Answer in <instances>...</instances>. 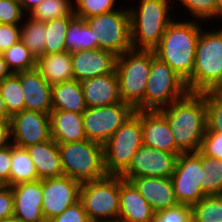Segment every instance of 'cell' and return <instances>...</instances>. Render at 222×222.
<instances>
[{"label": "cell", "instance_id": "obj_37", "mask_svg": "<svg viewBox=\"0 0 222 222\" xmlns=\"http://www.w3.org/2000/svg\"><path fill=\"white\" fill-rule=\"evenodd\" d=\"M116 0H75L74 14L76 17L86 19L95 15L111 12Z\"/></svg>", "mask_w": 222, "mask_h": 222}, {"label": "cell", "instance_id": "obj_32", "mask_svg": "<svg viewBox=\"0 0 222 222\" xmlns=\"http://www.w3.org/2000/svg\"><path fill=\"white\" fill-rule=\"evenodd\" d=\"M36 21L47 22L64 16H75L71 0H44L29 14Z\"/></svg>", "mask_w": 222, "mask_h": 222}, {"label": "cell", "instance_id": "obj_20", "mask_svg": "<svg viewBox=\"0 0 222 222\" xmlns=\"http://www.w3.org/2000/svg\"><path fill=\"white\" fill-rule=\"evenodd\" d=\"M20 84L25 98V110L50 114L52 111V86L35 68L20 72Z\"/></svg>", "mask_w": 222, "mask_h": 222}, {"label": "cell", "instance_id": "obj_16", "mask_svg": "<svg viewBox=\"0 0 222 222\" xmlns=\"http://www.w3.org/2000/svg\"><path fill=\"white\" fill-rule=\"evenodd\" d=\"M74 80H84L115 71L117 56L108 50H79L71 53Z\"/></svg>", "mask_w": 222, "mask_h": 222}, {"label": "cell", "instance_id": "obj_5", "mask_svg": "<svg viewBox=\"0 0 222 222\" xmlns=\"http://www.w3.org/2000/svg\"><path fill=\"white\" fill-rule=\"evenodd\" d=\"M154 50L131 49L117 56L115 71L118 76L121 101L135 110H144V93L149 78Z\"/></svg>", "mask_w": 222, "mask_h": 222}, {"label": "cell", "instance_id": "obj_45", "mask_svg": "<svg viewBox=\"0 0 222 222\" xmlns=\"http://www.w3.org/2000/svg\"><path fill=\"white\" fill-rule=\"evenodd\" d=\"M12 158V143L0 148V185L10 186V166Z\"/></svg>", "mask_w": 222, "mask_h": 222}, {"label": "cell", "instance_id": "obj_17", "mask_svg": "<svg viewBox=\"0 0 222 222\" xmlns=\"http://www.w3.org/2000/svg\"><path fill=\"white\" fill-rule=\"evenodd\" d=\"M14 217L20 222H47L42 213V179L11 186Z\"/></svg>", "mask_w": 222, "mask_h": 222}, {"label": "cell", "instance_id": "obj_50", "mask_svg": "<svg viewBox=\"0 0 222 222\" xmlns=\"http://www.w3.org/2000/svg\"><path fill=\"white\" fill-rule=\"evenodd\" d=\"M217 13L222 16V0H216Z\"/></svg>", "mask_w": 222, "mask_h": 222}, {"label": "cell", "instance_id": "obj_19", "mask_svg": "<svg viewBox=\"0 0 222 222\" xmlns=\"http://www.w3.org/2000/svg\"><path fill=\"white\" fill-rule=\"evenodd\" d=\"M118 222H152L155 211L139 193L134 184L119 176Z\"/></svg>", "mask_w": 222, "mask_h": 222}, {"label": "cell", "instance_id": "obj_18", "mask_svg": "<svg viewBox=\"0 0 222 222\" xmlns=\"http://www.w3.org/2000/svg\"><path fill=\"white\" fill-rule=\"evenodd\" d=\"M142 141L144 146L183 153L174 141L167 119L158 110H141Z\"/></svg>", "mask_w": 222, "mask_h": 222}, {"label": "cell", "instance_id": "obj_40", "mask_svg": "<svg viewBox=\"0 0 222 222\" xmlns=\"http://www.w3.org/2000/svg\"><path fill=\"white\" fill-rule=\"evenodd\" d=\"M24 10L17 0H0V24H20Z\"/></svg>", "mask_w": 222, "mask_h": 222}, {"label": "cell", "instance_id": "obj_11", "mask_svg": "<svg viewBox=\"0 0 222 222\" xmlns=\"http://www.w3.org/2000/svg\"><path fill=\"white\" fill-rule=\"evenodd\" d=\"M171 181L179 204L192 207L206 196L201 188V183H203L202 154L199 151L180 153Z\"/></svg>", "mask_w": 222, "mask_h": 222}, {"label": "cell", "instance_id": "obj_35", "mask_svg": "<svg viewBox=\"0 0 222 222\" xmlns=\"http://www.w3.org/2000/svg\"><path fill=\"white\" fill-rule=\"evenodd\" d=\"M191 208L193 222H222V195L204 196Z\"/></svg>", "mask_w": 222, "mask_h": 222}, {"label": "cell", "instance_id": "obj_23", "mask_svg": "<svg viewBox=\"0 0 222 222\" xmlns=\"http://www.w3.org/2000/svg\"><path fill=\"white\" fill-rule=\"evenodd\" d=\"M25 148L35 164L40 180L64 175L58 144L53 139L32 144Z\"/></svg>", "mask_w": 222, "mask_h": 222}, {"label": "cell", "instance_id": "obj_42", "mask_svg": "<svg viewBox=\"0 0 222 222\" xmlns=\"http://www.w3.org/2000/svg\"><path fill=\"white\" fill-rule=\"evenodd\" d=\"M47 222H90L82 202L79 200L69 206L63 213Z\"/></svg>", "mask_w": 222, "mask_h": 222}, {"label": "cell", "instance_id": "obj_33", "mask_svg": "<svg viewBox=\"0 0 222 222\" xmlns=\"http://www.w3.org/2000/svg\"><path fill=\"white\" fill-rule=\"evenodd\" d=\"M4 60L11 73L29 71L36 68V57L20 40L3 52Z\"/></svg>", "mask_w": 222, "mask_h": 222}, {"label": "cell", "instance_id": "obj_6", "mask_svg": "<svg viewBox=\"0 0 222 222\" xmlns=\"http://www.w3.org/2000/svg\"><path fill=\"white\" fill-rule=\"evenodd\" d=\"M65 176L80 183L99 180L107 176L104 166L103 145L85 139L58 144Z\"/></svg>", "mask_w": 222, "mask_h": 222}, {"label": "cell", "instance_id": "obj_1", "mask_svg": "<svg viewBox=\"0 0 222 222\" xmlns=\"http://www.w3.org/2000/svg\"><path fill=\"white\" fill-rule=\"evenodd\" d=\"M158 111L167 119L176 146L183 153L199 151L207 130L204 93L188 92Z\"/></svg>", "mask_w": 222, "mask_h": 222}, {"label": "cell", "instance_id": "obj_12", "mask_svg": "<svg viewBox=\"0 0 222 222\" xmlns=\"http://www.w3.org/2000/svg\"><path fill=\"white\" fill-rule=\"evenodd\" d=\"M134 112L135 109L130 104L122 101L108 106L87 108L82 113L86 138L104 145Z\"/></svg>", "mask_w": 222, "mask_h": 222}, {"label": "cell", "instance_id": "obj_39", "mask_svg": "<svg viewBox=\"0 0 222 222\" xmlns=\"http://www.w3.org/2000/svg\"><path fill=\"white\" fill-rule=\"evenodd\" d=\"M192 16L203 19L220 17L216 10V0H179Z\"/></svg>", "mask_w": 222, "mask_h": 222}, {"label": "cell", "instance_id": "obj_41", "mask_svg": "<svg viewBox=\"0 0 222 222\" xmlns=\"http://www.w3.org/2000/svg\"><path fill=\"white\" fill-rule=\"evenodd\" d=\"M199 152L204 156L222 160V132H206Z\"/></svg>", "mask_w": 222, "mask_h": 222}, {"label": "cell", "instance_id": "obj_44", "mask_svg": "<svg viewBox=\"0 0 222 222\" xmlns=\"http://www.w3.org/2000/svg\"><path fill=\"white\" fill-rule=\"evenodd\" d=\"M14 196L9 185H0V220L13 217Z\"/></svg>", "mask_w": 222, "mask_h": 222}, {"label": "cell", "instance_id": "obj_46", "mask_svg": "<svg viewBox=\"0 0 222 222\" xmlns=\"http://www.w3.org/2000/svg\"><path fill=\"white\" fill-rule=\"evenodd\" d=\"M9 144H11L10 120H0V148Z\"/></svg>", "mask_w": 222, "mask_h": 222}, {"label": "cell", "instance_id": "obj_27", "mask_svg": "<svg viewBox=\"0 0 222 222\" xmlns=\"http://www.w3.org/2000/svg\"><path fill=\"white\" fill-rule=\"evenodd\" d=\"M65 45L66 51L72 53L79 50L97 49L98 41H94L93 32L85 20L75 16L69 23Z\"/></svg>", "mask_w": 222, "mask_h": 222}, {"label": "cell", "instance_id": "obj_29", "mask_svg": "<svg viewBox=\"0 0 222 222\" xmlns=\"http://www.w3.org/2000/svg\"><path fill=\"white\" fill-rule=\"evenodd\" d=\"M75 16H64L45 22L46 40L44 54H55L66 51L65 38L70 21Z\"/></svg>", "mask_w": 222, "mask_h": 222}, {"label": "cell", "instance_id": "obj_31", "mask_svg": "<svg viewBox=\"0 0 222 222\" xmlns=\"http://www.w3.org/2000/svg\"><path fill=\"white\" fill-rule=\"evenodd\" d=\"M20 40L36 57L44 55L46 40L45 22L36 21L32 17L20 28Z\"/></svg>", "mask_w": 222, "mask_h": 222}, {"label": "cell", "instance_id": "obj_7", "mask_svg": "<svg viewBox=\"0 0 222 222\" xmlns=\"http://www.w3.org/2000/svg\"><path fill=\"white\" fill-rule=\"evenodd\" d=\"M142 145L141 110H135L103 145L107 175L120 176Z\"/></svg>", "mask_w": 222, "mask_h": 222}, {"label": "cell", "instance_id": "obj_34", "mask_svg": "<svg viewBox=\"0 0 222 222\" xmlns=\"http://www.w3.org/2000/svg\"><path fill=\"white\" fill-rule=\"evenodd\" d=\"M203 183L206 196L222 195V160L202 155Z\"/></svg>", "mask_w": 222, "mask_h": 222}, {"label": "cell", "instance_id": "obj_43", "mask_svg": "<svg viewBox=\"0 0 222 222\" xmlns=\"http://www.w3.org/2000/svg\"><path fill=\"white\" fill-rule=\"evenodd\" d=\"M20 28L19 24H0V47L3 52L20 41Z\"/></svg>", "mask_w": 222, "mask_h": 222}, {"label": "cell", "instance_id": "obj_24", "mask_svg": "<svg viewBox=\"0 0 222 222\" xmlns=\"http://www.w3.org/2000/svg\"><path fill=\"white\" fill-rule=\"evenodd\" d=\"M51 139L57 144L79 142L86 138L83 126L82 113L65 110H52Z\"/></svg>", "mask_w": 222, "mask_h": 222}, {"label": "cell", "instance_id": "obj_3", "mask_svg": "<svg viewBox=\"0 0 222 222\" xmlns=\"http://www.w3.org/2000/svg\"><path fill=\"white\" fill-rule=\"evenodd\" d=\"M185 83L192 93L216 92L222 87V28L201 30L193 73Z\"/></svg>", "mask_w": 222, "mask_h": 222}, {"label": "cell", "instance_id": "obj_30", "mask_svg": "<svg viewBox=\"0 0 222 222\" xmlns=\"http://www.w3.org/2000/svg\"><path fill=\"white\" fill-rule=\"evenodd\" d=\"M0 92L10 116L25 110V98L20 84V72L12 73L0 82Z\"/></svg>", "mask_w": 222, "mask_h": 222}, {"label": "cell", "instance_id": "obj_49", "mask_svg": "<svg viewBox=\"0 0 222 222\" xmlns=\"http://www.w3.org/2000/svg\"><path fill=\"white\" fill-rule=\"evenodd\" d=\"M11 116L8 114L5 104H4V100L1 96V92H0V120H10Z\"/></svg>", "mask_w": 222, "mask_h": 222}, {"label": "cell", "instance_id": "obj_28", "mask_svg": "<svg viewBox=\"0 0 222 222\" xmlns=\"http://www.w3.org/2000/svg\"><path fill=\"white\" fill-rule=\"evenodd\" d=\"M40 180L26 148L12 144V158L10 166V186L22 182H34Z\"/></svg>", "mask_w": 222, "mask_h": 222}, {"label": "cell", "instance_id": "obj_8", "mask_svg": "<svg viewBox=\"0 0 222 222\" xmlns=\"http://www.w3.org/2000/svg\"><path fill=\"white\" fill-rule=\"evenodd\" d=\"M79 200L90 222H118L119 176L107 175L99 180L81 183Z\"/></svg>", "mask_w": 222, "mask_h": 222}, {"label": "cell", "instance_id": "obj_53", "mask_svg": "<svg viewBox=\"0 0 222 222\" xmlns=\"http://www.w3.org/2000/svg\"><path fill=\"white\" fill-rule=\"evenodd\" d=\"M1 54H3V51H2V49H1V47H0V55H1Z\"/></svg>", "mask_w": 222, "mask_h": 222}, {"label": "cell", "instance_id": "obj_25", "mask_svg": "<svg viewBox=\"0 0 222 222\" xmlns=\"http://www.w3.org/2000/svg\"><path fill=\"white\" fill-rule=\"evenodd\" d=\"M36 69L51 86L74 80L71 53L68 51L38 57Z\"/></svg>", "mask_w": 222, "mask_h": 222}, {"label": "cell", "instance_id": "obj_36", "mask_svg": "<svg viewBox=\"0 0 222 222\" xmlns=\"http://www.w3.org/2000/svg\"><path fill=\"white\" fill-rule=\"evenodd\" d=\"M206 132H222V98L216 92H204Z\"/></svg>", "mask_w": 222, "mask_h": 222}, {"label": "cell", "instance_id": "obj_26", "mask_svg": "<svg viewBox=\"0 0 222 222\" xmlns=\"http://www.w3.org/2000/svg\"><path fill=\"white\" fill-rule=\"evenodd\" d=\"M52 110L83 113L87 109L81 82L71 80L52 85Z\"/></svg>", "mask_w": 222, "mask_h": 222}, {"label": "cell", "instance_id": "obj_21", "mask_svg": "<svg viewBox=\"0 0 222 222\" xmlns=\"http://www.w3.org/2000/svg\"><path fill=\"white\" fill-rule=\"evenodd\" d=\"M129 181L134 184L155 212L178 204L171 178L146 176L131 178Z\"/></svg>", "mask_w": 222, "mask_h": 222}, {"label": "cell", "instance_id": "obj_48", "mask_svg": "<svg viewBox=\"0 0 222 222\" xmlns=\"http://www.w3.org/2000/svg\"><path fill=\"white\" fill-rule=\"evenodd\" d=\"M12 73L9 70L6 61L4 60L3 54L0 55V82L10 76Z\"/></svg>", "mask_w": 222, "mask_h": 222}, {"label": "cell", "instance_id": "obj_52", "mask_svg": "<svg viewBox=\"0 0 222 222\" xmlns=\"http://www.w3.org/2000/svg\"><path fill=\"white\" fill-rule=\"evenodd\" d=\"M216 93L222 98V87H220Z\"/></svg>", "mask_w": 222, "mask_h": 222}, {"label": "cell", "instance_id": "obj_22", "mask_svg": "<svg viewBox=\"0 0 222 222\" xmlns=\"http://www.w3.org/2000/svg\"><path fill=\"white\" fill-rule=\"evenodd\" d=\"M87 108L121 102L116 71L81 82Z\"/></svg>", "mask_w": 222, "mask_h": 222}, {"label": "cell", "instance_id": "obj_14", "mask_svg": "<svg viewBox=\"0 0 222 222\" xmlns=\"http://www.w3.org/2000/svg\"><path fill=\"white\" fill-rule=\"evenodd\" d=\"M81 183L68 176L42 179V213L46 221L63 213L80 199Z\"/></svg>", "mask_w": 222, "mask_h": 222}, {"label": "cell", "instance_id": "obj_13", "mask_svg": "<svg viewBox=\"0 0 222 222\" xmlns=\"http://www.w3.org/2000/svg\"><path fill=\"white\" fill-rule=\"evenodd\" d=\"M178 155L142 145L132 157L129 167L120 176L125 180L146 176L171 178Z\"/></svg>", "mask_w": 222, "mask_h": 222}, {"label": "cell", "instance_id": "obj_10", "mask_svg": "<svg viewBox=\"0 0 222 222\" xmlns=\"http://www.w3.org/2000/svg\"><path fill=\"white\" fill-rule=\"evenodd\" d=\"M91 28L98 48L113 52L116 56L133 49L129 9L113 10L84 19Z\"/></svg>", "mask_w": 222, "mask_h": 222}, {"label": "cell", "instance_id": "obj_51", "mask_svg": "<svg viewBox=\"0 0 222 222\" xmlns=\"http://www.w3.org/2000/svg\"><path fill=\"white\" fill-rule=\"evenodd\" d=\"M0 222H20L19 220H17L14 216L10 217V218H5L0 220Z\"/></svg>", "mask_w": 222, "mask_h": 222}, {"label": "cell", "instance_id": "obj_2", "mask_svg": "<svg viewBox=\"0 0 222 222\" xmlns=\"http://www.w3.org/2000/svg\"><path fill=\"white\" fill-rule=\"evenodd\" d=\"M194 21H171L154 49L155 55L185 82L193 73L196 46L201 33L199 23Z\"/></svg>", "mask_w": 222, "mask_h": 222}, {"label": "cell", "instance_id": "obj_38", "mask_svg": "<svg viewBox=\"0 0 222 222\" xmlns=\"http://www.w3.org/2000/svg\"><path fill=\"white\" fill-rule=\"evenodd\" d=\"M152 222H193L192 208L178 203L173 207L155 212Z\"/></svg>", "mask_w": 222, "mask_h": 222}, {"label": "cell", "instance_id": "obj_47", "mask_svg": "<svg viewBox=\"0 0 222 222\" xmlns=\"http://www.w3.org/2000/svg\"><path fill=\"white\" fill-rule=\"evenodd\" d=\"M24 12H31L37 5L42 3L44 0H17ZM26 10V11H25Z\"/></svg>", "mask_w": 222, "mask_h": 222}, {"label": "cell", "instance_id": "obj_4", "mask_svg": "<svg viewBox=\"0 0 222 222\" xmlns=\"http://www.w3.org/2000/svg\"><path fill=\"white\" fill-rule=\"evenodd\" d=\"M168 4L169 0H140L139 8L129 9L133 49L154 50L158 46L172 21Z\"/></svg>", "mask_w": 222, "mask_h": 222}, {"label": "cell", "instance_id": "obj_9", "mask_svg": "<svg viewBox=\"0 0 222 222\" xmlns=\"http://www.w3.org/2000/svg\"><path fill=\"white\" fill-rule=\"evenodd\" d=\"M185 81L164 61H151L144 93V110H160L188 93Z\"/></svg>", "mask_w": 222, "mask_h": 222}, {"label": "cell", "instance_id": "obj_15", "mask_svg": "<svg viewBox=\"0 0 222 222\" xmlns=\"http://www.w3.org/2000/svg\"><path fill=\"white\" fill-rule=\"evenodd\" d=\"M12 144L21 148L51 139L50 114L23 110L10 118Z\"/></svg>", "mask_w": 222, "mask_h": 222}]
</instances>
